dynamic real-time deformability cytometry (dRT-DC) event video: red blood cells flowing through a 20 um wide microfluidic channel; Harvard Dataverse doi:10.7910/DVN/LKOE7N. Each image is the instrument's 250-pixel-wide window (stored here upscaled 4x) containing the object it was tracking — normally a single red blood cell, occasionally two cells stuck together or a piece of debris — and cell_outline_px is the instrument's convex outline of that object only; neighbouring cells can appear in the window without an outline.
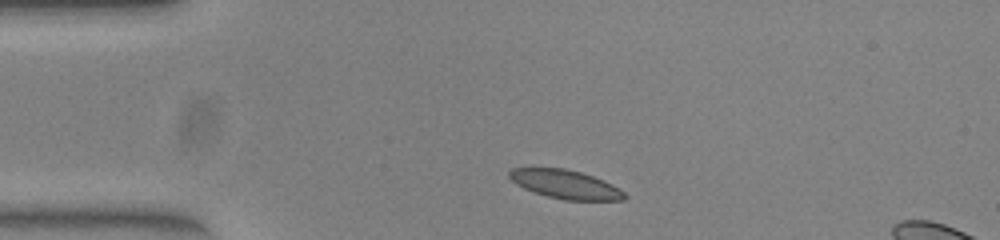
{"species": "common noctule bat (a hibernating species)", "species_latin": "Nyctalus noctula", "temperature_condition": "warm", "stored_images_in_passage": 3, "camera_frame_rate_fps": 3000, "um_per_image_px": 0.085, "animal": {"sex": "female", "body_mass_g": 23.0, "forearm_length_mm": 53.4}, "frame": {"image": 1, "passage_image": 1, "time_ms": 0.0, "image_size_px": [1000, 240], "cell_outline_px": [[624, 196], [608, 200], [580, 200], [556, 196], [540, 192], [524, 184], [520, 180], [520, 176], [528, 168], [552, 168], [572, 172], [588, 176], [612, 188]], "centroid_in_image_um": [48.23, 15.7], "position_along_channel_um": 36.8, "area_um2": 15.14}}